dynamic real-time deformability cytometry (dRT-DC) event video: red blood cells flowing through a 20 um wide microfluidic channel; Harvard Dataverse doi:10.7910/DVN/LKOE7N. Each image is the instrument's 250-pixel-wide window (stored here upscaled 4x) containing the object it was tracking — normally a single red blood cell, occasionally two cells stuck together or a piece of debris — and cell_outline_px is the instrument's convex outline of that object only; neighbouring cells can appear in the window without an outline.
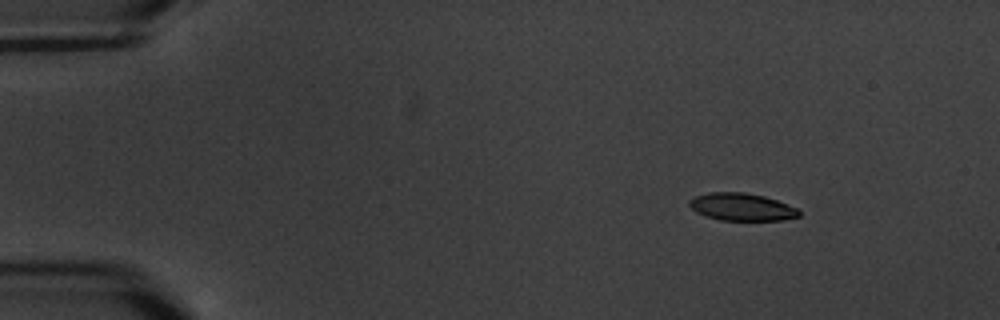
{"species": "common noctule bat (a hibernating species)", "species_latin": "Nyctalus noctula", "temperature_condition": "warm", "stored_images_in_passage": 5, "camera_frame_rate_fps": 3000, "um_per_image_px": 0.085, "animal": {"sex": "male", "body_mass_g": 20.1, "forearm_length_mm": 53.5}, "frame": {"image": 1, "passage_image": 1, "time_ms": 0.0, "image_size_px": [1000, 320], "cell_outline_px": [[800, 216], [784, 220], [720, 220], [704, 216], [696, 212], [688, 204], [688, 200], [696, 196], [708, 192], [744, 192], [764, 196], [776, 200], [796, 208], [800, 212]], "centroid_in_image_um": [63.01, 17.59], "position_along_channel_um": 22.0, "area_um2": 17.57}}
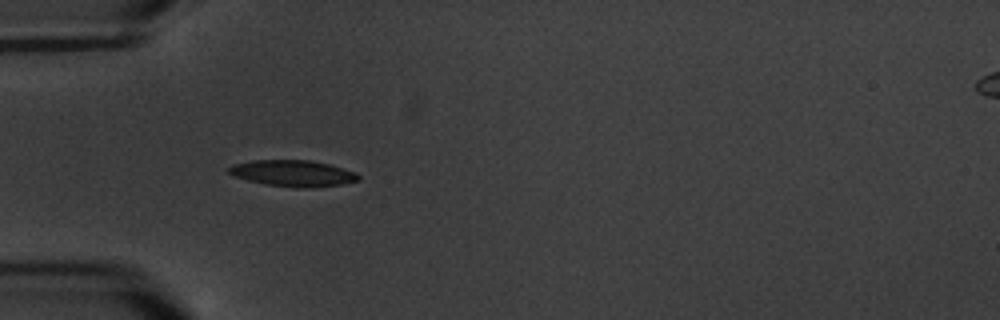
{"frame": {"image": 2, "passage_image": 4, "time_ms": 3.667, "image_size_px": [1000, 320], "cell_outline_px": [[360, 180], [340, 184], [304, 188], [300, 188], [264, 184], [248, 180], [236, 176], [228, 172], [228, 168], [232, 164], [252, 160], [308, 160], [328, 164], [356, 172], [360, 176]], "centroid_in_image_um": [24.89, 14.72], "position_along_channel_um": 60.1, "area_um2": 19.65}}